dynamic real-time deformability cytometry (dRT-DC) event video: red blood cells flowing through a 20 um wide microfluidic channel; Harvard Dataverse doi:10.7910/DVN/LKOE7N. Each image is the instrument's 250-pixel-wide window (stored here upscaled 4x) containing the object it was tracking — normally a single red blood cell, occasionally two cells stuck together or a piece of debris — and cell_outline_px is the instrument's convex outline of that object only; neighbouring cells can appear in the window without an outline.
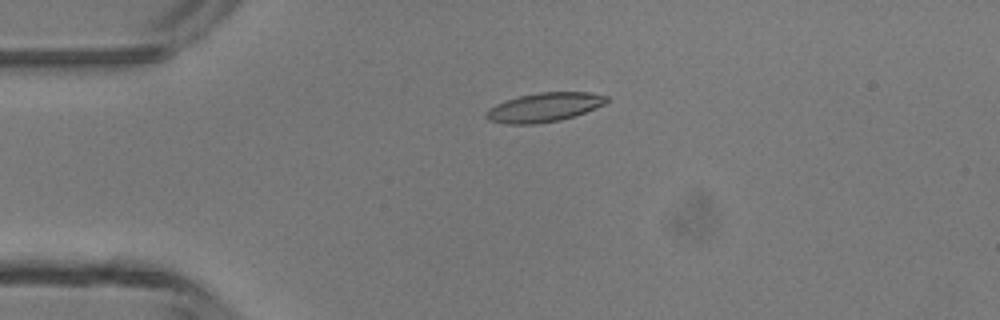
{"species": "common noctule bat (a hibernating species)", "species_latin": "Nyctalus noctula", "temperature_condition": "room temperature", "stored_images_in_passage": 6, "camera_frame_rate_fps": 3000, "um_per_image_px": 0.085, "animal": {"sex": "male", "body_mass_g": 13.3}, "frame": {"image": 1, "passage_image": 4, "time_ms": 3.333, "image_size_px": [1000, 320], "cell_outline_px": [[608, 100], [604, 104], [596, 108], [560, 120], [536, 124], [504, 124], [488, 120], [484, 116], [484, 112], [488, 108], [496, 104], [520, 96], [540, 92], [588, 92], [608, 96]], "centroid_in_image_um": [46.22, 9.13], "position_along_channel_um": 38.8, "area_um2": 20.35}}
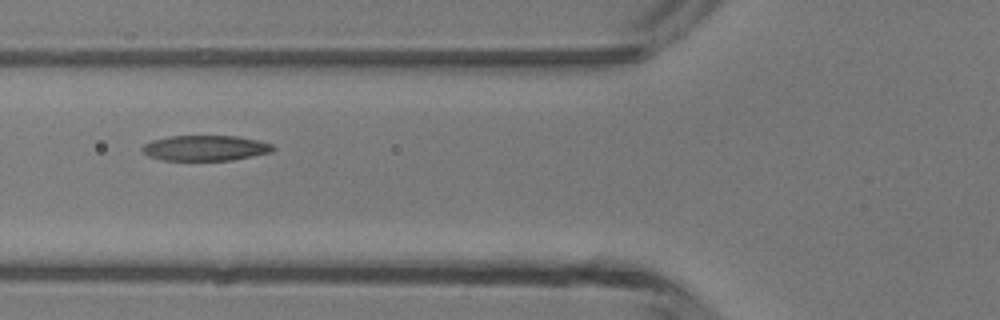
{"frame": {"image": 2, "passage_image": 6, "time_ms": 5.667, "image_size_px": [1000, 320], "cell_outline_px": [[276, 148], [272, 152], [232, 160], [164, 160], [148, 156], [140, 148], [144, 144], [152, 140], [168, 136], [236, 136], [260, 140], [272, 144]], "centroid_in_image_um": [17.47, 12.58], "position_along_channel_um": 108.3, "area_um2": 19.42}}